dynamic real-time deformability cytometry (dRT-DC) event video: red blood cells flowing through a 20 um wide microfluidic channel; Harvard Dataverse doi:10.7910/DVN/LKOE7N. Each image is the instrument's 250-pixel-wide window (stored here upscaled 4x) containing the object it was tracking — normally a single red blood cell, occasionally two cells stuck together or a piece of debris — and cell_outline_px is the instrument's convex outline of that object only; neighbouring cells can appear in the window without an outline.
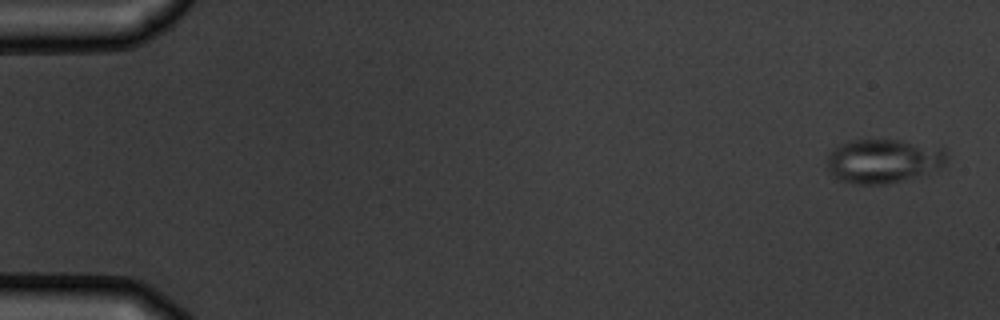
{"species": "common noctule bat (a hibernating species)", "species_latin": "Nyctalus noctula", "temperature_condition": "warm", "stored_images_in_passage": 6, "camera_frame_rate_fps": 3000, "um_per_image_px": 0.085, "animal": {"sex": "male", "body_mass_g": 19.5, "forearm_length_mm": 54.6}, "frame": {"image": 1, "passage_image": 1, "time_ms": 0.0, "image_size_px": [1000, 320], "cell_outline_px": [[948, 160], [940, 168], [900, 180], [884, 184], [852, 184], [836, 176], [828, 168], [824, 160], [840, 144], [852, 140], [900, 140], [944, 148], [948, 152]], "centroid_in_image_um": [75.1, 13.66], "position_along_channel_um": 9.9, "area_um2": 30.29}}